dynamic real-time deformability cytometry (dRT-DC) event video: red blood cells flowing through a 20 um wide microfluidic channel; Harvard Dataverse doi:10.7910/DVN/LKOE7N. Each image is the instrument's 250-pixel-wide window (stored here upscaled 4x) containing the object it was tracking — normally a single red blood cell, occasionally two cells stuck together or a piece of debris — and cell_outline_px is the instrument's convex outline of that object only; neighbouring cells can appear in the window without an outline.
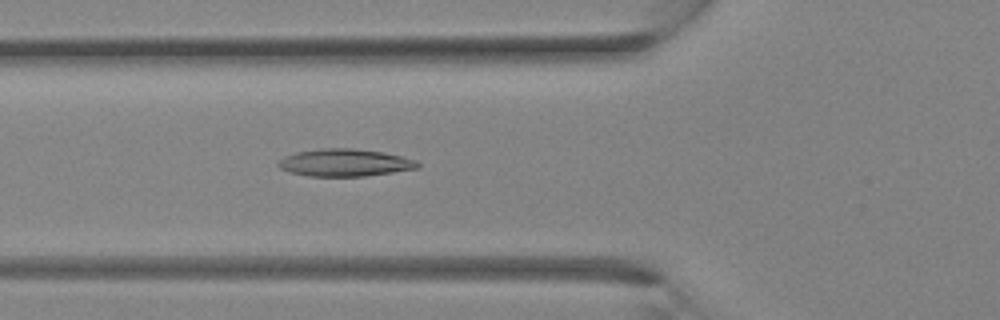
{"species": "Egyptian fruit bat (a non-hibernating species)", "species_latin": "Rousettus aegyptiacus", "temperature_condition": "room temperature", "stored_images_in_passage": 35, "camera_frame_rate_fps": 3000, "um_per_image_px": 0.085, "animal": {"sex": "female"}, "frame": {"image": 1, "passage_image": 13, "time_ms": 4.0, "image_size_px": [1000, 320], "cell_outline_px": [[420, 168], [364, 176], [308, 176], [288, 172], [280, 168], [276, 164], [284, 156], [296, 152], [320, 148], [352, 148], [380, 152], [400, 156], [416, 160], [420, 164]], "centroid_in_image_um": [29.27, 13.83], "position_along_channel_um": 96.5, "area_um2": 22.2}}
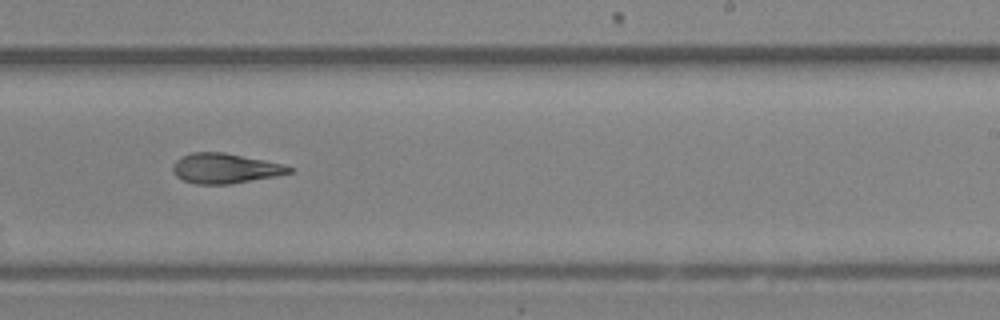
{"frame": {"image": 2, "passage_image": 22, "time_ms": 7.0, "image_size_px": [1000, 320], "cell_outline_px": [[292, 172], [276, 176], [228, 184], [196, 184], [184, 180], [176, 176], [172, 172], [172, 164], [180, 156], [192, 152], [224, 152], [284, 164], [292, 168]], "centroid_in_image_um": [19.09, 14.3], "position_along_channel_um": 269.9, "area_um2": 20.35}}
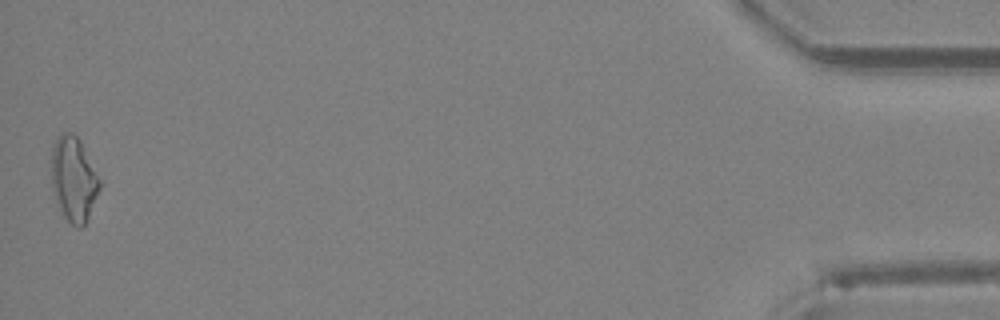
{"frame": {"image": 3, "passage_image": 35, "time_ms": 11.333, "image_size_px": [1000, 320], "cell_outline_px": [[100, 188], [88, 216], [84, 224], [80, 228], [76, 228], [64, 216], [52, 192], [52, 148], [56, 136], [64, 132], [72, 132], [80, 140], [100, 180]], "centroid_in_image_um": [6.24, 15.2], "position_along_channel_um": 429.0, "area_um2": 23.47}}